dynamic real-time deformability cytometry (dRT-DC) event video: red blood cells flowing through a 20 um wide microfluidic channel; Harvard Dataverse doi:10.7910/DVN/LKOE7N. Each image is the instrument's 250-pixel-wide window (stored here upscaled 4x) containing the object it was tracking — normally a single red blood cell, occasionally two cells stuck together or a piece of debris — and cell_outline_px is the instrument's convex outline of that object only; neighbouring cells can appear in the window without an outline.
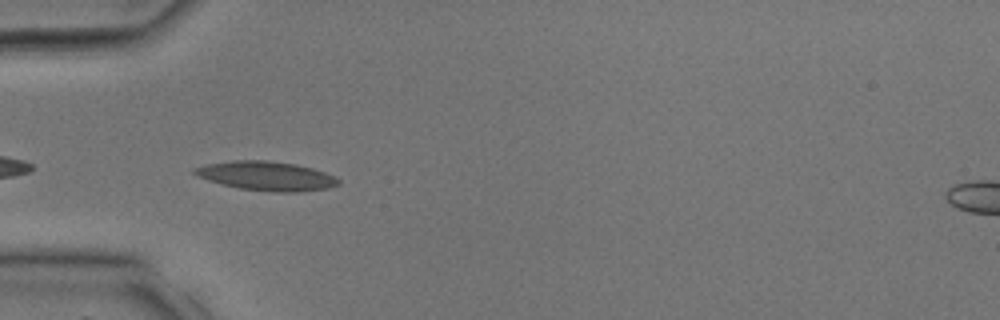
{"species": "common noctule bat (a hibernating species)", "species_latin": "Nyctalus noctula", "temperature_condition": "room temperature", "stored_images_in_passage": 33, "camera_frame_rate_fps": 3000, "um_per_image_px": 0.085, "animal": {"sex": "male", "body_mass_g": 17.9, "forearm_length_mm": 54.2}, "frame": {"image": 1, "passage_image": 11, "time_ms": 3.333, "image_size_px": [1000, 320], "cell_outline_px": [[340, 184], [328, 188], [300, 192], [276, 192], [240, 188], [208, 180], [192, 172], [192, 168], [204, 164], [232, 160], [264, 160], [296, 164], [312, 168], [336, 176], [340, 180]], "centroid_in_image_um": [22.67, 14.95], "position_along_channel_um": 62.3, "area_um2": 24.39}}
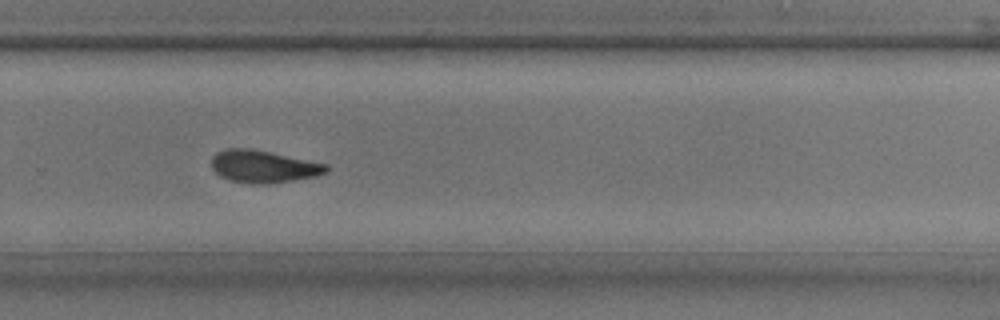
{"frame": {"image": 2, "passage_image": 23, "time_ms": 7.333, "image_size_px": [1000, 320], "cell_outline_px": [[328, 172], [316, 176], [268, 184], [256, 184], [232, 180], [220, 176], [212, 168], [212, 156], [216, 152], [224, 148], [248, 148], [328, 164]], "centroid_in_image_um": [22.38, 14.15], "position_along_channel_um": 307.4, "area_um2": 21.44}}
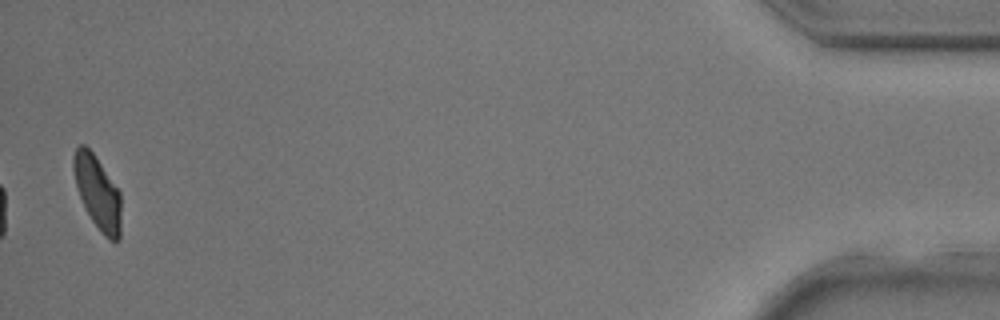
{"frame": {"image": 3, "passage_image": 33, "time_ms": 10.667, "image_size_px": [1000, 320], "cell_outline_px": [[120, 240], [108, 240], [104, 236], [92, 220], [80, 196], [76, 184], [72, 168], [72, 156], [76, 148], [80, 144], [84, 144], [92, 152], [120, 192]], "centroid_in_image_um": [8.28, 16.35], "position_along_channel_um": 426.9, "area_um2": 19.94}}